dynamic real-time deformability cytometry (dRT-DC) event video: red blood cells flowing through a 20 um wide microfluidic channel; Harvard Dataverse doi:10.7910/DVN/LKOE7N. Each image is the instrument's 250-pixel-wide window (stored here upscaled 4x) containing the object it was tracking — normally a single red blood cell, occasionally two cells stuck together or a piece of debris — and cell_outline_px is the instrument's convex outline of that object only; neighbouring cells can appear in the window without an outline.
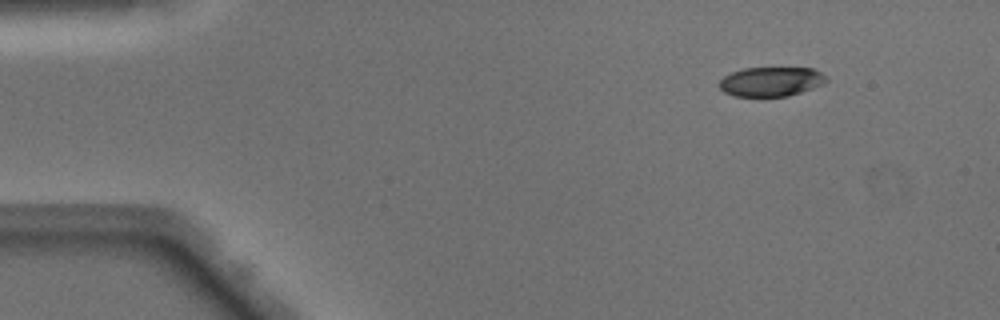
{"species": "Egyptian fruit bat (a non-hibernating species)", "species_latin": "Rousettus aegyptiacus", "temperature_condition": "warm", "stored_images_in_passage": 44, "camera_frame_rate_fps": 3000, "um_per_image_px": 0.085, "animal": {"sex": "male"}, "frame": {"image": 1, "passage_image": 1, "time_ms": 0.0, "image_size_px": [1000, 320], "cell_outline_px": [[828, 80], [812, 88], [788, 96], [732, 96], [724, 92], [720, 88], [720, 80], [724, 76], [732, 72], [744, 68], [812, 68], [820, 72]], "centroid_in_image_um": [65.5, 6.93], "position_along_channel_um": 19.5, "area_um2": 18.09}}
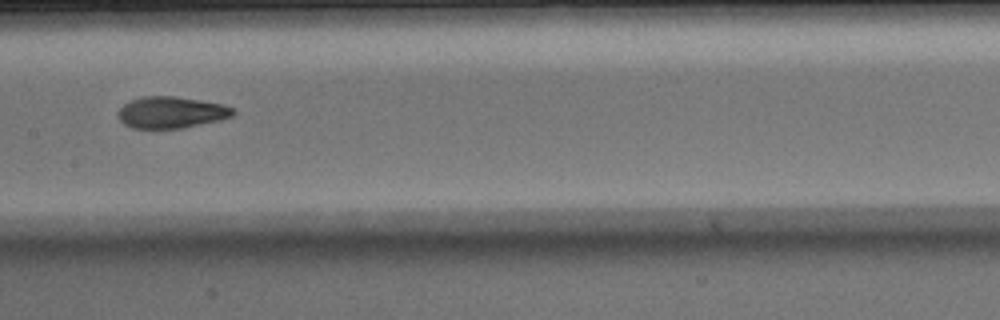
{"frame": {"image": 2, "passage_image": 20, "time_ms": 6.333, "image_size_px": [1000, 320], "cell_outline_px": [[236, 112], [232, 116], [220, 120], [180, 128], [132, 128], [124, 124], [116, 116], [116, 112], [124, 104], [132, 100], [144, 96], [176, 96], [224, 104], [236, 108]], "centroid_in_image_um": [14.56, 9.54], "position_along_channel_um": 192.8, "area_um2": 21.27}}
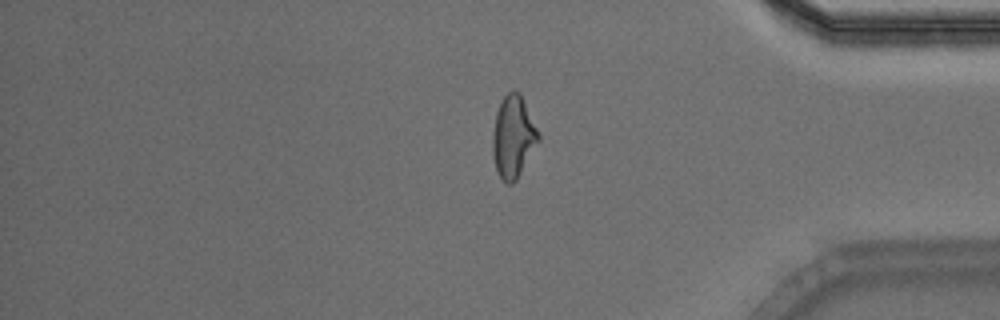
{"frame": {"image": 3, "passage_image": 36, "time_ms": 11.667, "image_size_px": [1000, 320], "cell_outline_px": [[540, 140], [516, 180], [512, 184], [508, 184], [496, 172], [492, 152], [492, 136], [496, 112], [504, 96], [512, 88], [520, 92], [540, 132]], "centroid_in_image_um": [43.63, 11.6], "position_along_channel_um": 391.6, "area_um2": 22.14}, "authors_computed_cell_mechanics": {"area_um2": 20.9814, "velocity_mm_per_s": 4.1413, "shape_relaxation_time_tau1_ms": 7.3023, "shape_relaxation_time_tau2_ms": 1.6117, "deformation_change_tau1": 0.2239, "deformation_change_tau2": 0.0775}}